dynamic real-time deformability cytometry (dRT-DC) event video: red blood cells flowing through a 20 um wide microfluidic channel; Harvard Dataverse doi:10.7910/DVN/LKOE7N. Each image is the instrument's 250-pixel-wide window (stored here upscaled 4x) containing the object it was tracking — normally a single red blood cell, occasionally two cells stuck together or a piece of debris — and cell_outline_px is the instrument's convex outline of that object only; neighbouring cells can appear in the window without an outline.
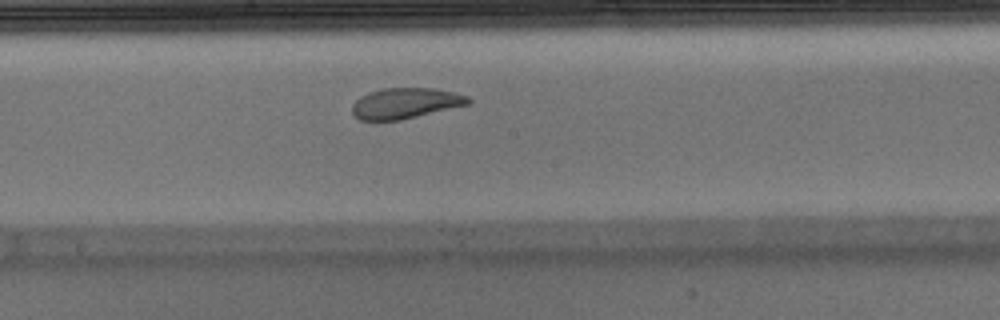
{"species": "Egyptian fruit bat (a non-hibernating species)", "species_latin": "Rousettus aegyptiacus", "temperature_condition": "warm", "stored_images_in_passage": 43, "camera_frame_rate_fps": 3000, "um_per_image_px": 0.085, "animal": {"sex": "male"}, "frame": {"image": 1, "passage_image": 19, "time_ms": 6.0, "image_size_px": [1000, 320], "cell_outline_px": [[472, 100], [468, 104], [400, 120], [360, 120], [352, 112], [352, 104], [360, 96], [368, 92], [384, 88], [432, 88], [452, 92], [468, 96]], "centroid_in_image_um": [34.43, 8.77], "position_along_channel_um": 213.8, "area_um2": 20.52}, "authors_computed_cell_mechanics": {"area_um2": 22.9466, "velocity_mm_per_s": 3.884, "shape_relaxation_time_tau1_ms": 8.5505, "shape_relaxation_time_tau2_ms": 1.2479, "deformation_change_tau1": 0.2384, "deformation_change_tau2": 0.062}}